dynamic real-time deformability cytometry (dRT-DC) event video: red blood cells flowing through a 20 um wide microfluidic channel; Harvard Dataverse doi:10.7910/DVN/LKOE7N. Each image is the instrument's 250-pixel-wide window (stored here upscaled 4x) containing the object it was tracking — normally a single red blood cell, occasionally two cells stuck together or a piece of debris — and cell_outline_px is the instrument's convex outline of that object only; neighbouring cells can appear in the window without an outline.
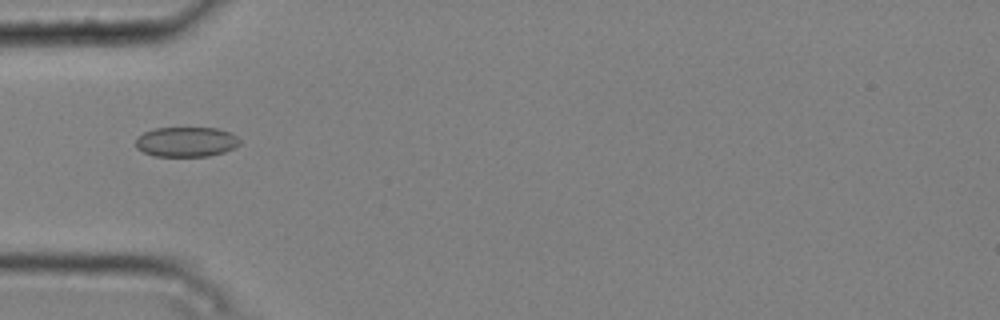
{"species": "common noctule bat (a hibernating species)", "species_latin": "Nyctalus noctula", "temperature_condition": "cold", "stored_images_in_passage": 8, "camera_frame_rate_fps": 3000, "um_per_image_px": 0.085, "animal": {"sex": "male", "body_mass_g": 20.4}, "frame": {"image": 1, "passage_image": 5, "time_ms": 1.333, "image_size_px": [1000, 320], "cell_outline_px": [[240, 144], [224, 152], [208, 156], [152, 156], [136, 148], [136, 136], [152, 128], [216, 128], [228, 132], [236, 136], [240, 140]], "centroid_in_image_um": [15.78, 12.05], "position_along_channel_um": 69.2, "area_um2": 18.15}}
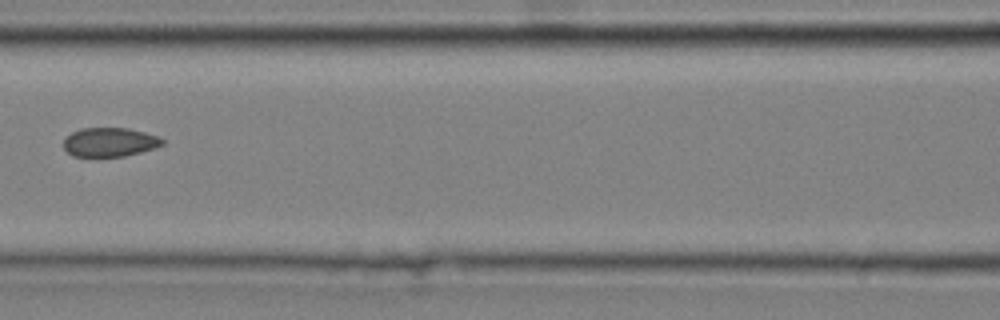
{"frame": {"image": 2, "passage_image": 7, "time_ms": 2.0, "image_size_px": [1000, 320], "cell_outline_px": [[164, 144], [140, 152], [124, 156], [72, 156], [64, 148], [64, 140], [72, 132], [80, 128], [128, 128], [144, 132], [156, 136], [164, 140]], "centroid_in_image_um": [9.3, 12.07], "position_along_channel_um": 157.3, "area_um2": 16.47}}
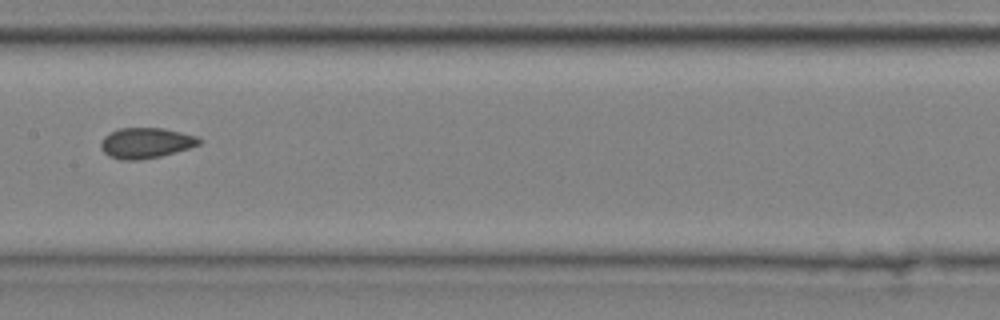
{"frame": {"image": 3, "passage_image": 8, "time_ms": 2.333, "image_size_px": [1000, 320], "cell_outline_px": [[204, 140], [200, 144], [188, 148], [160, 156], [140, 160], [120, 160], [108, 156], [100, 148], [100, 144], [104, 136], [108, 132], [120, 128], [164, 128], [196, 136]], "centroid_in_image_um": [12.37, 12.15], "position_along_channel_um": 195.0, "area_um2": 17.57}}